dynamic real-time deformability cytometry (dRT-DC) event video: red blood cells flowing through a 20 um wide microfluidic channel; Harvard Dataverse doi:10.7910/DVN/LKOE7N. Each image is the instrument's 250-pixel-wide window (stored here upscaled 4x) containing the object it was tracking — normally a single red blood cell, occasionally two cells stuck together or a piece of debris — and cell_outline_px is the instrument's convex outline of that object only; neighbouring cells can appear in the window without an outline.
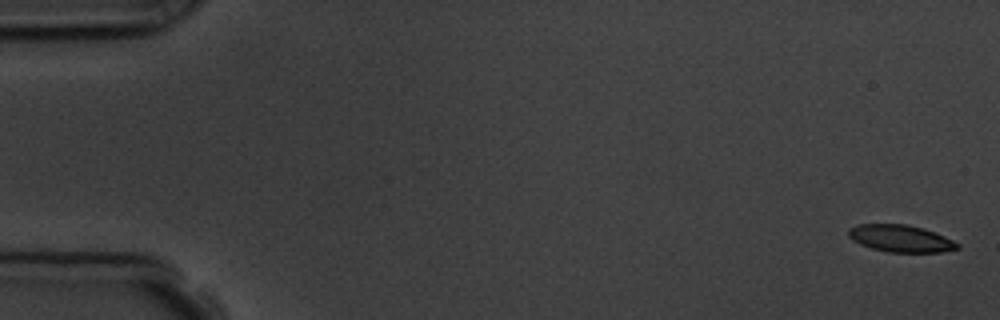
{"species": "common noctule bat (a hibernating species)", "species_latin": "Nyctalus noctula", "temperature_condition": "room temperature", "stored_images_in_passage": 6, "camera_frame_rate_fps": 3000, "um_per_image_px": 0.085, "animal": {"sex": "male", "body_mass_g": 19.5, "forearm_length_mm": 54.6}, "frame": {"image": 1, "passage_image": 1, "time_ms": 0.0, "image_size_px": [1000, 320], "cell_outline_px": [[960, 248], [944, 252], [888, 252], [872, 248], [860, 244], [852, 240], [848, 236], [848, 228], [856, 224], [904, 224], [924, 228], [944, 236], [960, 244]], "centroid_in_image_um": [76.55, 20.27], "position_along_channel_um": 8.5, "area_um2": 17.28}}
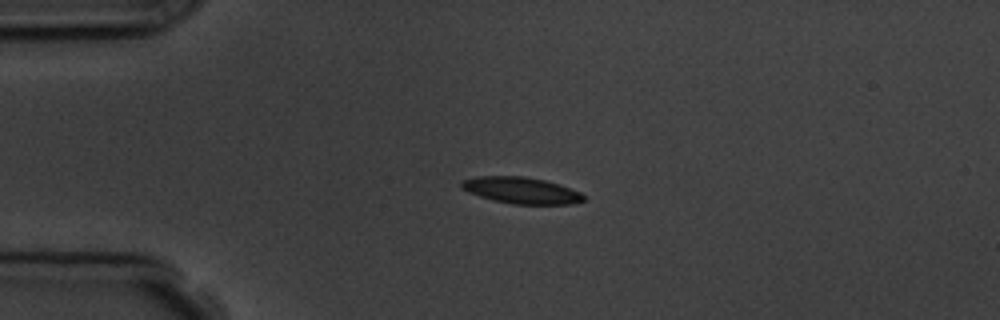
{"frame": {"image": 2, "passage_image": 4, "time_ms": 4.0, "image_size_px": [1000, 320], "cell_outline_px": [[584, 200], [572, 204], [512, 204], [492, 200], [468, 192], [460, 188], [460, 184], [464, 180], [476, 176], [524, 176], [544, 180], [560, 184], [580, 192], [584, 196]], "centroid_in_image_um": [44.29, 16.18], "position_along_channel_um": 40.7, "area_um2": 18.84}}